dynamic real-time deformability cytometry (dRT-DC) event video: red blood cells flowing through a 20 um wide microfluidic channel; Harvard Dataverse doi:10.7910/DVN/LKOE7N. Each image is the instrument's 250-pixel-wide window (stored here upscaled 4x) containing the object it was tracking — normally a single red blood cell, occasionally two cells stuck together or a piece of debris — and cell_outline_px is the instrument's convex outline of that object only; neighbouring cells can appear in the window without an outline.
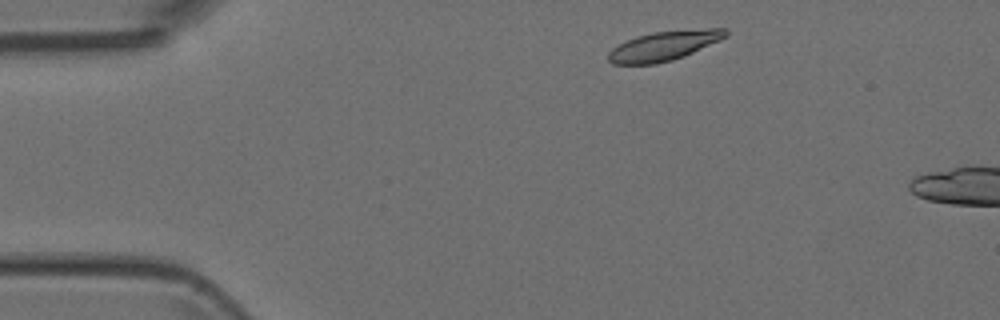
{"species": "Egyptian fruit bat (a non-hibernating species)", "species_latin": "Rousettus aegyptiacus", "temperature_condition": "room temperature", "stored_images_in_passage": 7, "camera_frame_rate_fps": 3000, "um_per_image_px": 0.085, "animal": {"sex": "female"}, "frame": {"image": 1, "passage_image": 3, "time_ms": 0.667, "image_size_px": [1000, 320], "cell_outline_px": [[728, 36], [720, 40], [684, 56], [672, 60], [656, 64], [612, 64], [608, 60], [608, 52], [612, 48], [636, 36], [652, 32], [708, 28], [728, 28]], "centroid_in_image_um": [56.45, 3.89], "position_along_channel_um": 28.5, "area_um2": 20.17}}